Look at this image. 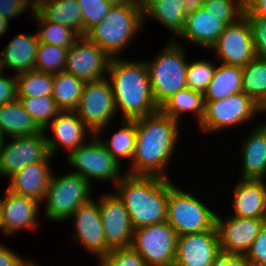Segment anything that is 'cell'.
Returning a JSON list of instances; mask_svg holds the SVG:
<instances>
[{
    "label": "cell",
    "instance_id": "1",
    "mask_svg": "<svg viewBox=\"0 0 266 266\" xmlns=\"http://www.w3.org/2000/svg\"><path fill=\"white\" fill-rule=\"evenodd\" d=\"M180 125V122L165 115L160 109L151 115L137 118L135 153L125 172L170 179L167 166L176 153Z\"/></svg>",
    "mask_w": 266,
    "mask_h": 266
},
{
    "label": "cell",
    "instance_id": "2",
    "mask_svg": "<svg viewBox=\"0 0 266 266\" xmlns=\"http://www.w3.org/2000/svg\"><path fill=\"white\" fill-rule=\"evenodd\" d=\"M107 75L121 119L134 120L159 110L152 94L145 59L132 61L112 57Z\"/></svg>",
    "mask_w": 266,
    "mask_h": 266
},
{
    "label": "cell",
    "instance_id": "3",
    "mask_svg": "<svg viewBox=\"0 0 266 266\" xmlns=\"http://www.w3.org/2000/svg\"><path fill=\"white\" fill-rule=\"evenodd\" d=\"M113 187L122 199L134 229L167 221L168 178L126 173Z\"/></svg>",
    "mask_w": 266,
    "mask_h": 266
},
{
    "label": "cell",
    "instance_id": "4",
    "mask_svg": "<svg viewBox=\"0 0 266 266\" xmlns=\"http://www.w3.org/2000/svg\"><path fill=\"white\" fill-rule=\"evenodd\" d=\"M143 28V16L136 0H128L112 4L106 17L93 26L85 36L111 58L122 57L120 54L127 49L138 32Z\"/></svg>",
    "mask_w": 266,
    "mask_h": 266
},
{
    "label": "cell",
    "instance_id": "5",
    "mask_svg": "<svg viewBox=\"0 0 266 266\" xmlns=\"http://www.w3.org/2000/svg\"><path fill=\"white\" fill-rule=\"evenodd\" d=\"M168 42L155 58L145 60L152 94L158 107L179 90L187 88L186 70L189 62L186 47L180 39Z\"/></svg>",
    "mask_w": 266,
    "mask_h": 266
},
{
    "label": "cell",
    "instance_id": "6",
    "mask_svg": "<svg viewBox=\"0 0 266 266\" xmlns=\"http://www.w3.org/2000/svg\"><path fill=\"white\" fill-rule=\"evenodd\" d=\"M169 179L167 203V223L177 236L200 233L215 227L217 212L202 202L198 197L184 191ZM199 198V199H198Z\"/></svg>",
    "mask_w": 266,
    "mask_h": 266
},
{
    "label": "cell",
    "instance_id": "7",
    "mask_svg": "<svg viewBox=\"0 0 266 266\" xmlns=\"http://www.w3.org/2000/svg\"><path fill=\"white\" fill-rule=\"evenodd\" d=\"M52 173L45 198L44 218L53 222L67 221L75 210L92 199V185L82 176L66 172L61 176ZM45 202V203H44Z\"/></svg>",
    "mask_w": 266,
    "mask_h": 266
},
{
    "label": "cell",
    "instance_id": "8",
    "mask_svg": "<svg viewBox=\"0 0 266 266\" xmlns=\"http://www.w3.org/2000/svg\"><path fill=\"white\" fill-rule=\"evenodd\" d=\"M66 157V162L75 169L71 173L82 176L91 185L97 180L110 181L115 186L126 174L96 135Z\"/></svg>",
    "mask_w": 266,
    "mask_h": 266
},
{
    "label": "cell",
    "instance_id": "9",
    "mask_svg": "<svg viewBox=\"0 0 266 266\" xmlns=\"http://www.w3.org/2000/svg\"><path fill=\"white\" fill-rule=\"evenodd\" d=\"M204 116L198 127L204 133L220 132L250 123L262 109L244 92L221 100L204 101ZM257 113V114H256Z\"/></svg>",
    "mask_w": 266,
    "mask_h": 266
},
{
    "label": "cell",
    "instance_id": "10",
    "mask_svg": "<svg viewBox=\"0 0 266 266\" xmlns=\"http://www.w3.org/2000/svg\"><path fill=\"white\" fill-rule=\"evenodd\" d=\"M75 112L96 136L105 133L103 130L110 125L112 119L117 120L113 91L107 77L85 82L80 103Z\"/></svg>",
    "mask_w": 266,
    "mask_h": 266
},
{
    "label": "cell",
    "instance_id": "11",
    "mask_svg": "<svg viewBox=\"0 0 266 266\" xmlns=\"http://www.w3.org/2000/svg\"><path fill=\"white\" fill-rule=\"evenodd\" d=\"M131 247L149 266H173L177 234L167 222L140 227L134 229Z\"/></svg>",
    "mask_w": 266,
    "mask_h": 266
},
{
    "label": "cell",
    "instance_id": "12",
    "mask_svg": "<svg viewBox=\"0 0 266 266\" xmlns=\"http://www.w3.org/2000/svg\"><path fill=\"white\" fill-rule=\"evenodd\" d=\"M10 139V142H7L6 138L0 149V176L2 177L8 178L25 166L53 159L43 130L35 135Z\"/></svg>",
    "mask_w": 266,
    "mask_h": 266
},
{
    "label": "cell",
    "instance_id": "13",
    "mask_svg": "<svg viewBox=\"0 0 266 266\" xmlns=\"http://www.w3.org/2000/svg\"><path fill=\"white\" fill-rule=\"evenodd\" d=\"M219 63L244 67L255 56L254 42L249 20L244 15L237 22L225 27L223 33L209 49Z\"/></svg>",
    "mask_w": 266,
    "mask_h": 266
},
{
    "label": "cell",
    "instance_id": "14",
    "mask_svg": "<svg viewBox=\"0 0 266 266\" xmlns=\"http://www.w3.org/2000/svg\"><path fill=\"white\" fill-rule=\"evenodd\" d=\"M74 230L72 239L97 259L106 256L111 249L106 245L98 201L92 198L80 205L68 218Z\"/></svg>",
    "mask_w": 266,
    "mask_h": 266
},
{
    "label": "cell",
    "instance_id": "15",
    "mask_svg": "<svg viewBox=\"0 0 266 266\" xmlns=\"http://www.w3.org/2000/svg\"><path fill=\"white\" fill-rule=\"evenodd\" d=\"M111 57L86 36L68 48L65 71L84 82L106 78Z\"/></svg>",
    "mask_w": 266,
    "mask_h": 266
},
{
    "label": "cell",
    "instance_id": "16",
    "mask_svg": "<svg viewBox=\"0 0 266 266\" xmlns=\"http://www.w3.org/2000/svg\"><path fill=\"white\" fill-rule=\"evenodd\" d=\"M106 245L111 249L131 247L134 228L122 199L116 192L102 193L97 199Z\"/></svg>",
    "mask_w": 266,
    "mask_h": 266
},
{
    "label": "cell",
    "instance_id": "17",
    "mask_svg": "<svg viewBox=\"0 0 266 266\" xmlns=\"http://www.w3.org/2000/svg\"><path fill=\"white\" fill-rule=\"evenodd\" d=\"M266 219L242 218L216 214L215 227L218 233L220 251L231 254H246L262 230Z\"/></svg>",
    "mask_w": 266,
    "mask_h": 266
},
{
    "label": "cell",
    "instance_id": "18",
    "mask_svg": "<svg viewBox=\"0 0 266 266\" xmlns=\"http://www.w3.org/2000/svg\"><path fill=\"white\" fill-rule=\"evenodd\" d=\"M50 130L53 132L52 136L48 133ZM43 132L52 157H56L62 147L69 154L72 150L84 145L87 139L94 135L75 111H61Z\"/></svg>",
    "mask_w": 266,
    "mask_h": 266
},
{
    "label": "cell",
    "instance_id": "19",
    "mask_svg": "<svg viewBox=\"0 0 266 266\" xmlns=\"http://www.w3.org/2000/svg\"><path fill=\"white\" fill-rule=\"evenodd\" d=\"M3 233L6 236L15 235V233L24 230L37 231L39 229L38 215L41 203L33 198L19 196L11 193L9 190L3 191L0 197Z\"/></svg>",
    "mask_w": 266,
    "mask_h": 266
},
{
    "label": "cell",
    "instance_id": "20",
    "mask_svg": "<svg viewBox=\"0 0 266 266\" xmlns=\"http://www.w3.org/2000/svg\"><path fill=\"white\" fill-rule=\"evenodd\" d=\"M220 252L216 227L200 233L177 236L176 258L173 266H212Z\"/></svg>",
    "mask_w": 266,
    "mask_h": 266
},
{
    "label": "cell",
    "instance_id": "21",
    "mask_svg": "<svg viewBox=\"0 0 266 266\" xmlns=\"http://www.w3.org/2000/svg\"><path fill=\"white\" fill-rule=\"evenodd\" d=\"M239 145L241 158L240 179L266 180V125L250 128Z\"/></svg>",
    "mask_w": 266,
    "mask_h": 266
},
{
    "label": "cell",
    "instance_id": "22",
    "mask_svg": "<svg viewBox=\"0 0 266 266\" xmlns=\"http://www.w3.org/2000/svg\"><path fill=\"white\" fill-rule=\"evenodd\" d=\"M232 192L231 216L266 219V180L240 179Z\"/></svg>",
    "mask_w": 266,
    "mask_h": 266
},
{
    "label": "cell",
    "instance_id": "23",
    "mask_svg": "<svg viewBox=\"0 0 266 266\" xmlns=\"http://www.w3.org/2000/svg\"><path fill=\"white\" fill-rule=\"evenodd\" d=\"M226 26L221 17L209 14L201 7L196 12L187 14L184 28L176 39L180 38L186 43L209 50Z\"/></svg>",
    "mask_w": 266,
    "mask_h": 266
},
{
    "label": "cell",
    "instance_id": "24",
    "mask_svg": "<svg viewBox=\"0 0 266 266\" xmlns=\"http://www.w3.org/2000/svg\"><path fill=\"white\" fill-rule=\"evenodd\" d=\"M49 162L51 161H39L13 173L8 177L7 190L13 194L30 197L42 203L53 173Z\"/></svg>",
    "mask_w": 266,
    "mask_h": 266
},
{
    "label": "cell",
    "instance_id": "25",
    "mask_svg": "<svg viewBox=\"0 0 266 266\" xmlns=\"http://www.w3.org/2000/svg\"><path fill=\"white\" fill-rule=\"evenodd\" d=\"M39 41L37 34L15 35L0 54L1 69H11L16 75L35 70Z\"/></svg>",
    "mask_w": 266,
    "mask_h": 266
},
{
    "label": "cell",
    "instance_id": "26",
    "mask_svg": "<svg viewBox=\"0 0 266 266\" xmlns=\"http://www.w3.org/2000/svg\"><path fill=\"white\" fill-rule=\"evenodd\" d=\"M35 10L46 20L68 26L83 36L78 0H35Z\"/></svg>",
    "mask_w": 266,
    "mask_h": 266
},
{
    "label": "cell",
    "instance_id": "27",
    "mask_svg": "<svg viewBox=\"0 0 266 266\" xmlns=\"http://www.w3.org/2000/svg\"><path fill=\"white\" fill-rule=\"evenodd\" d=\"M0 129L7 138L35 135L42 131L18 99L0 105Z\"/></svg>",
    "mask_w": 266,
    "mask_h": 266
},
{
    "label": "cell",
    "instance_id": "28",
    "mask_svg": "<svg viewBox=\"0 0 266 266\" xmlns=\"http://www.w3.org/2000/svg\"><path fill=\"white\" fill-rule=\"evenodd\" d=\"M243 72L242 67L220 63L210 81L204 101L221 100L231 95L242 92Z\"/></svg>",
    "mask_w": 266,
    "mask_h": 266
},
{
    "label": "cell",
    "instance_id": "29",
    "mask_svg": "<svg viewBox=\"0 0 266 266\" xmlns=\"http://www.w3.org/2000/svg\"><path fill=\"white\" fill-rule=\"evenodd\" d=\"M204 106L203 94L187 87L172 95L159 109L178 122L182 121L183 116L185 118L184 114H194L199 125L204 116Z\"/></svg>",
    "mask_w": 266,
    "mask_h": 266
},
{
    "label": "cell",
    "instance_id": "30",
    "mask_svg": "<svg viewBox=\"0 0 266 266\" xmlns=\"http://www.w3.org/2000/svg\"><path fill=\"white\" fill-rule=\"evenodd\" d=\"M144 21L148 17L163 25L173 36L170 40H175L182 32L187 14L184 12L183 0H161L158 4L149 8L143 15ZM175 36V37H174Z\"/></svg>",
    "mask_w": 266,
    "mask_h": 266
},
{
    "label": "cell",
    "instance_id": "31",
    "mask_svg": "<svg viewBox=\"0 0 266 266\" xmlns=\"http://www.w3.org/2000/svg\"><path fill=\"white\" fill-rule=\"evenodd\" d=\"M85 82L62 71L53 74L52 98L61 111H75L80 103Z\"/></svg>",
    "mask_w": 266,
    "mask_h": 266
},
{
    "label": "cell",
    "instance_id": "32",
    "mask_svg": "<svg viewBox=\"0 0 266 266\" xmlns=\"http://www.w3.org/2000/svg\"><path fill=\"white\" fill-rule=\"evenodd\" d=\"M123 124V125H122ZM122 127L118 131H115L111 137L103 138L97 136L99 140L106 147L108 152L114 157V159L122 165L124 159L129 160L131 163L135 148H136V119L126 120L123 119L121 123ZM123 158V160H121Z\"/></svg>",
    "mask_w": 266,
    "mask_h": 266
},
{
    "label": "cell",
    "instance_id": "33",
    "mask_svg": "<svg viewBox=\"0 0 266 266\" xmlns=\"http://www.w3.org/2000/svg\"><path fill=\"white\" fill-rule=\"evenodd\" d=\"M242 72V92L262 109L266 105V60L255 57Z\"/></svg>",
    "mask_w": 266,
    "mask_h": 266
},
{
    "label": "cell",
    "instance_id": "34",
    "mask_svg": "<svg viewBox=\"0 0 266 266\" xmlns=\"http://www.w3.org/2000/svg\"><path fill=\"white\" fill-rule=\"evenodd\" d=\"M31 18L38 26L36 34L39 43L69 48L81 37L77 31L68 26L46 21L36 10Z\"/></svg>",
    "mask_w": 266,
    "mask_h": 266
},
{
    "label": "cell",
    "instance_id": "35",
    "mask_svg": "<svg viewBox=\"0 0 266 266\" xmlns=\"http://www.w3.org/2000/svg\"><path fill=\"white\" fill-rule=\"evenodd\" d=\"M17 97H52L53 74L30 70L16 75Z\"/></svg>",
    "mask_w": 266,
    "mask_h": 266
},
{
    "label": "cell",
    "instance_id": "36",
    "mask_svg": "<svg viewBox=\"0 0 266 266\" xmlns=\"http://www.w3.org/2000/svg\"><path fill=\"white\" fill-rule=\"evenodd\" d=\"M37 126L44 130L61 112L52 97H17Z\"/></svg>",
    "mask_w": 266,
    "mask_h": 266
},
{
    "label": "cell",
    "instance_id": "37",
    "mask_svg": "<svg viewBox=\"0 0 266 266\" xmlns=\"http://www.w3.org/2000/svg\"><path fill=\"white\" fill-rule=\"evenodd\" d=\"M67 51L68 48L39 43L35 70L51 74L65 71Z\"/></svg>",
    "mask_w": 266,
    "mask_h": 266
},
{
    "label": "cell",
    "instance_id": "38",
    "mask_svg": "<svg viewBox=\"0 0 266 266\" xmlns=\"http://www.w3.org/2000/svg\"><path fill=\"white\" fill-rule=\"evenodd\" d=\"M208 60H194L188 63L186 70L187 87L204 94L216 69V63Z\"/></svg>",
    "mask_w": 266,
    "mask_h": 266
},
{
    "label": "cell",
    "instance_id": "39",
    "mask_svg": "<svg viewBox=\"0 0 266 266\" xmlns=\"http://www.w3.org/2000/svg\"><path fill=\"white\" fill-rule=\"evenodd\" d=\"M203 7L207 13L221 17V21L229 25L244 16L245 0H205Z\"/></svg>",
    "mask_w": 266,
    "mask_h": 266
},
{
    "label": "cell",
    "instance_id": "40",
    "mask_svg": "<svg viewBox=\"0 0 266 266\" xmlns=\"http://www.w3.org/2000/svg\"><path fill=\"white\" fill-rule=\"evenodd\" d=\"M82 13L83 36L108 14L111 3L104 0H78Z\"/></svg>",
    "mask_w": 266,
    "mask_h": 266
},
{
    "label": "cell",
    "instance_id": "41",
    "mask_svg": "<svg viewBox=\"0 0 266 266\" xmlns=\"http://www.w3.org/2000/svg\"><path fill=\"white\" fill-rule=\"evenodd\" d=\"M98 260V266H149L132 247L111 250Z\"/></svg>",
    "mask_w": 266,
    "mask_h": 266
},
{
    "label": "cell",
    "instance_id": "42",
    "mask_svg": "<svg viewBox=\"0 0 266 266\" xmlns=\"http://www.w3.org/2000/svg\"><path fill=\"white\" fill-rule=\"evenodd\" d=\"M252 30L255 56L266 60V17L245 15Z\"/></svg>",
    "mask_w": 266,
    "mask_h": 266
},
{
    "label": "cell",
    "instance_id": "43",
    "mask_svg": "<svg viewBox=\"0 0 266 266\" xmlns=\"http://www.w3.org/2000/svg\"><path fill=\"white\" fill-rule=\"evenodd\" d=\"M27 10L33 15L35 0H0V17L8 21L21 16Z\"/></svg>",
    "mask_w": 266,
    "mask_h": 266
},
{
    "label": "cell",
    "instance_id": "44",
    "mask_svg": "<svg viewBox=\"0 0 266 266\" xmlns=\"http://www.w3.org/2000/svg\"><path fill=\"white\" fill-rule=\"evenodd\" d=\"M245 255L253 266H266V222Z\"/></svg>",
    "mask_w": 266,
    "mask_h": 266
},
{
    "label": "cell",
    "instance_id": "45",
    "mask_svg": "<svg viewBox=\"0 0 266 266\" xmlns=\"http://www.w3.org/2000/svg\"><path fill=\"white\" fill-rule=\"evenodd\" d=\"M17 99V79L7 75L4 70L0 72V105L15 101Z\"/></svg>",
    "mask_w": 266,
    "mask_h": 266
},
{
    "label": "cell",
    "instance_id": "46",
    "mask_svg": "<svg viewBox=\"0 0 266 266\" xmlns=\"http://www.w3.org/2000/svg\"><path fill=\"white\" fill-rule=\"evenodd\" d=\"M13 249L0 243V266H28L33 259H24Z\"/></svg>",
    "mask_w": 266,
    "mask_h": 266
},
{
    "label": "cell",
    "instance_id": "47",
    "mask_svg": "<svg viewBox=\"0 0 266 266\" xmlns=\"http://www.w3.org/2000/svg\"><path fill=\"white\" fill-rule=\"evenodd\" d=\"M212 266H253L245 254H231L220 251Z\"/></svg>",
    "mask_w": 266,
    "mask_h": 266
},
{
    "label": "cell",
    "instance_id": "48",
    "mask_svg": "<svg viewBox=\"0 0 266 266\" xmlns=\"http://www.w3.org/2000/svg\"><path fill=\"white\" fill-rule=\"evenodd\" d=\"M244 15L266 17V0H245Z\"/></svg>",
    "mask_w": 266,
    "mask_h": 266
},
{
    "label": "cell",
    "instance_id": "49",
    "mask_svg": "<svg viewBox=\"0 0 266 266\" xmlns=\"http://www.w3.org/2000/svg\"><path fill=\"white\" fill-rule=\"evenodd\" d=\"M184 1V12L186 14L196 12L198 9L203 7V0H183Z\"/></svg>",
    "mask_w": 266,
    "mask_h": 266
},
{
    "label": "cell",
    "instance_id": "50",
    "mask_svg": "<svg viewBox=\"0 0 266 266\" xmlns=\"http://www.w3.org/2000/svg\"><path fill=\"white\" fill-rule=\"evenodd\" d=\"M161 0H136L140 13L143 15L149 8L158 4Z\"/></svg>",
    "mask_w": 266,
    "mask_h": 266
},
{
    "label": "cell",
    "instance_id": "51",
    "mask_svg": "<svg viewBox=\"0 0 266 266\" xmlns=\"http://www.w3.org/2000/svg\"><path fill=\"white\" fill-rule=\"evenodd\" d=\"M10 21L0 17V39L9 31Z\"/></svg>",
    "mask_w": 266,
    "mask_h": 266
},
{
    "label": "cell",
    "instance_id": "52",
    "mask_svg": "<svg viewBox=\"0 0 266 266\" xmlns=\"http://www.w3.org/2000/svg\"><path fill=\"white\" fill-rule=\"evenodd\" d=\"M6 137L3 135L1 129H0V149L2 148L4 142H5Z\"/></svg>",
    "mask_w": 266,
    "mask_h": 266
},
{
    "label": "cell",
    "instance_id": "53",
    "mask_svg": "<svg viewBox=\"0 0 266 266\" xmlns=\"http://www.w3.org/2000/svg\"><path fill=\"white\" fill-rule=\"evenodd\" d=\"M104 1L109 2L111 4H118V3H122L128 0H104Z\"/></svg>",
    "mask_w": 266,
    "mask_h": 266
},
{
    "label": "cell",
    "instance_id": "54",
    "mask_svg": "<svg viewBox=\"0 0 266 266\" xmlns=\"http://www.w3.org/2000/svg\"><path fill=\"white\" fill-rule=\"evenodd\" d=\"M0 229H1L0 231L3 232L1 204H0Z\"/></svg>",
    "mask_w": 266,
    "mask_h": 266
},
{
    "label": "cell",
    "instance_id": "55",
    "mask_svg": "<svg viewBox=\"0 0 266 266\" xmlns=\"http://www.w3.org/2000/svg\"><path fill=\"white\" fill-rule=\"evenodd\" d=\"M262 113H264L266 115V105L262 108Z\"/></svg>",
    "mask_w": 266,
    "mask_h": 266
},
{
    "label": "cell",
    "instance_id": "56",
    "mask_svg": "<svg viewBox=\"0 0 266 266\" xmlns=\"http://www.w3.org/2000/svg\"><path fill=\"white\" fill-rule=\"evenodd\" d=\"M28 266H37V264L35 263V260H33V262Z\"/></svg>",
    "mask_w": 266,
    "mask_h": 266
}]
</instances>
